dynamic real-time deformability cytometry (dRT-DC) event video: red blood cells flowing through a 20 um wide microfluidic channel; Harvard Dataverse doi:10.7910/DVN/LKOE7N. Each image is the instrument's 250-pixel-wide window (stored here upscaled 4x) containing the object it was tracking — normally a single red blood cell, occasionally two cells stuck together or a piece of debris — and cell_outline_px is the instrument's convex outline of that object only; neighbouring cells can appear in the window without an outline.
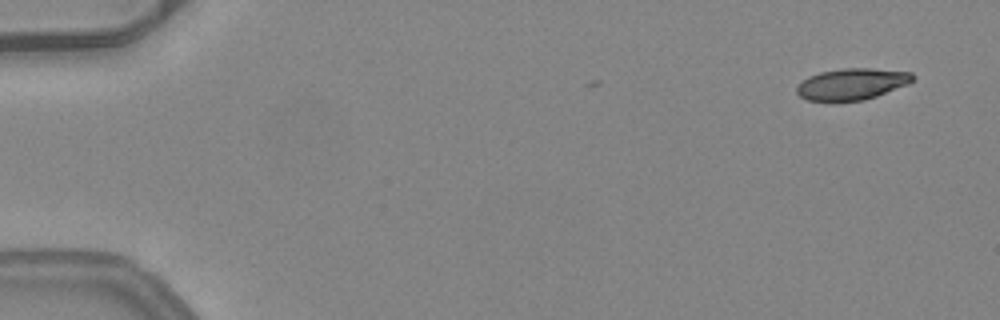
{"species": "common noctule bat (a hibernating species)", "species_latin": "Nyctalus noctula", "temperature_condition": "warm", "stored_images_in_passage": 5, "camera_frame_rate_fps": 3000, "um_per_image_px": 0.085, "animal": {"sex": "female", "body_mass_g": 24.6, "forearm_length_mm": 56.2}, "frame": {"image": 1, "passage_image": 1, "time_ms": 0.0, "image_size_px": [1000, 320], "cell_outline_px": [[916, 76], [908, 84], [876, 96], [864, 100], [836, 104], [832, 104], [808, 100], [800, 96], [796, 92], [796, 88], [808, 76], [820, 72], [844, 68], [872, 68], [912, 72]], "centroid_in_image_um": [72.38, 7.18], "position_along_channel_um": 12.6, "area_um2": 21.85}}